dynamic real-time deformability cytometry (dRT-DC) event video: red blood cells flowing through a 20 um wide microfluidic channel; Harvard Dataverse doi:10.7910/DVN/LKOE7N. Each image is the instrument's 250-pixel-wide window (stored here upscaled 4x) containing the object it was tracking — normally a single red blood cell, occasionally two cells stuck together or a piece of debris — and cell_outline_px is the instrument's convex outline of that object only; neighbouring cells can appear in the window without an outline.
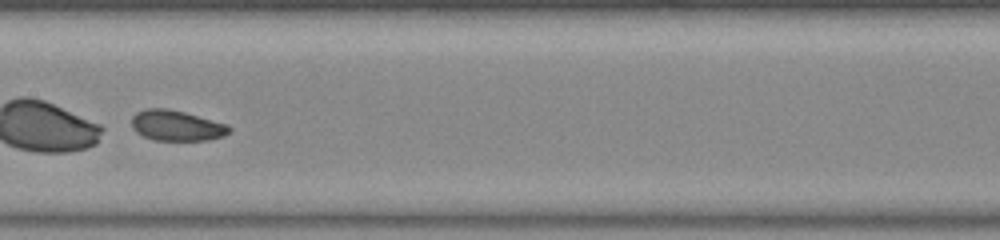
{"species": "common noctule bat (a hibernating species)", "species_latin": "Nyctalus noctula", "temperature_condition": "warm", "stored_images_in_passage": 42, "camera_frame_rate_fps": 3000, "um_per_image_px": 0.085, "animal": {"sex": "female", "body_mass_g": 23.0, "forearm_length_mm": 53.4}, "frame": {"image": 1, "passage_image": 18, "time_ms": 5.667, "image_size_px": [1000, 240], "cell_outline_px": [[232, 128], [224, 136], [208, 140], [156, 140], [144, 136], [136, 132], [132, 128], [132, 116], [136, 112], [144, 108], [168, 108], [184, 112], [228, 124]], "centroid_in_image_um": [15.0, 10.66], "position_along_channel_um": 192.4, "area_um2": 17.4}}